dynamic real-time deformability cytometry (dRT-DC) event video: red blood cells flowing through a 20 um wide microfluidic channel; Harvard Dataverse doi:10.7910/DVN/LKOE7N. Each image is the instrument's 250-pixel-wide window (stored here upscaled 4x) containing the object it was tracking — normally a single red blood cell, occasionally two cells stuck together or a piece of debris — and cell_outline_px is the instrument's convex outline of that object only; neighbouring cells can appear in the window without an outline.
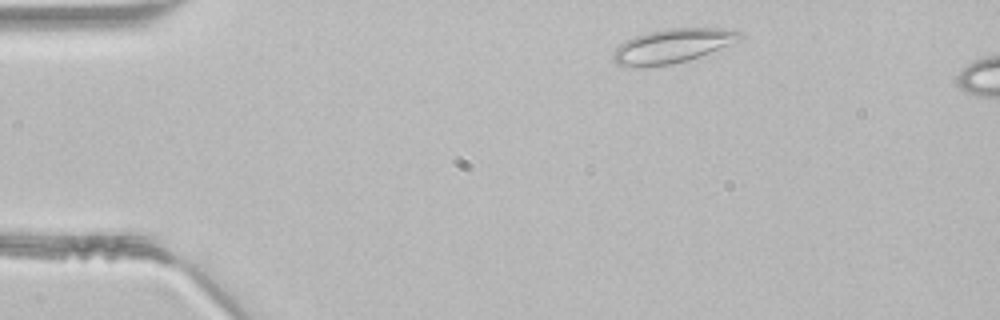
{"species": "common noctule bat (a hibernating species)", "species_latin": "Nyctalus noctula", "temperature_condition": "room temperature", "stored_images_in_passage": 40, "camera_frame_rate_fps": 3000, "um_per_image_px": 0.085, "animal": {"sex": "male", "body_mass_g": 21.5, "forearm_length_mm": 52.0}, "frame": {"image": 1, "passage_image": 2, "time_ms": 0.333, "image_size_px": [1000, 320], "cell_outline_px": [[744, 36], [740, 40], [700, 56], [688, 60], [672, 64], [616, 64], [612, 60], [612, 56], [616, 48], [624, 40], [648, 32], [668, 28], [720, 28], [740, 32]], "centroid_in_image_um": [57.2, 3.86], "position_along_channel_um": 27.8, "area_um2": 24.39}}
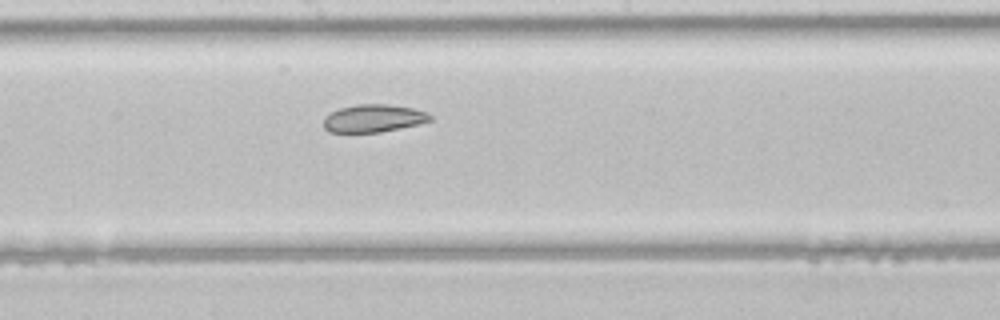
{"frame": {"image": 2, "passage_image": 19, "time_ms": 6.0, "image_size_px": [1000, 320], "cell_outline_px": [[432, 120], [420, 124], [380, 132], [328, 132], [324, 128], [324, 116], [340, 108], [360, 104], [388, 104], [412, 108], [428, 112], [432, 116]], "centroid_in_image_um": [31.77, 10.06], "position_along_channel_um": 216.4, "area_um2": 17.22}}
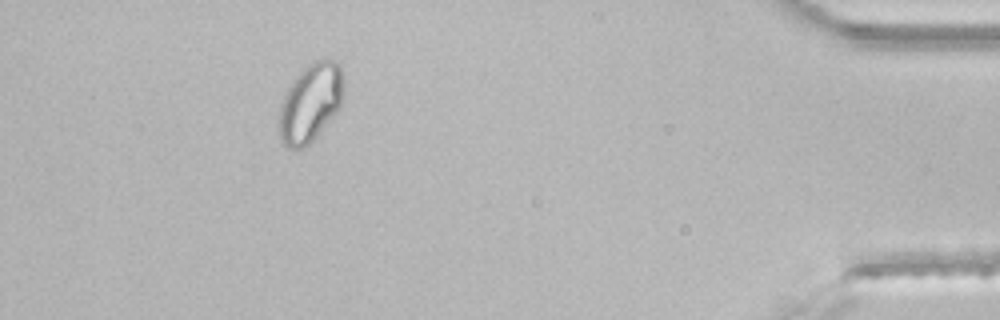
{"frame": {"image": 3, "passage_image": 36, "time_ms": 11.667, "image_size_px": [1000, 320], "cell_outline_px": [[344, 88], [340, 108], [316, 136], [304, 148], [284, 148], [280, 144], [276, 124], [280, 104], [288, 88], [296, 76], [308, 64], [316, 60], [336, 60], [340, 64], [344, 72]], "centroid_in_image_um": [26.36, 8.76], "position_along_channel_um": 408.8, "area_um2": 30.11}}